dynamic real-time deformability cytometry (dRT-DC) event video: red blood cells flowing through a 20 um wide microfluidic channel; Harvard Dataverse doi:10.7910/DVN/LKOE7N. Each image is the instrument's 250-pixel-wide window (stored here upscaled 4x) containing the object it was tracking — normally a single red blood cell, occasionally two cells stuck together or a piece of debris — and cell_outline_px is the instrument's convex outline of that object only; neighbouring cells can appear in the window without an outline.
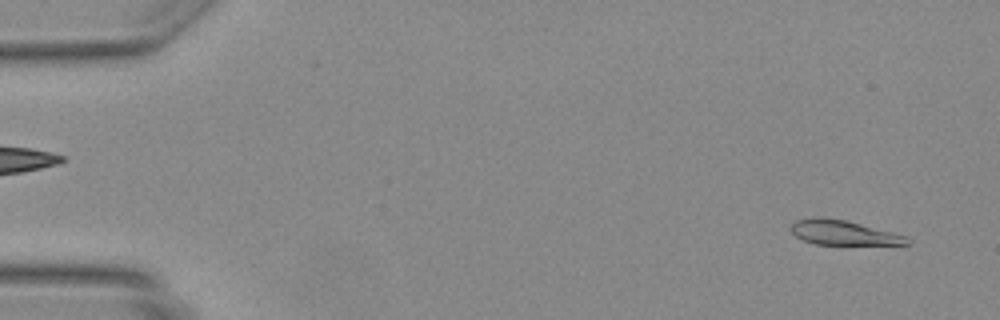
{"species": "Egyptian fruit bat (a non-hibernating species)", "species_latin": "Rousettus aegyptiacus", "temperature_condition": "warm", "stored_images_in_passage": 46, "camera_frame_rate_fps": 3000, "um_per_image_px": 0.085, "animal": {"sex": "female"}, "frame": {"image": 1, "passage_image": 2, "time_ms": 0.333, "image_size_px": [1000, 320], "cell_outline_px": [[912, 240], [908, 244], [816, 244], [804, 240], [796, 236], [792, 232], [792, 224], [796, 220], [816, 216], [820, 216], [844, 220], [908, 236]], "centroid_in_image_um": [71.69, 19.77], "position_along_channel_um": 13.3, "area_um2": 16.42}}
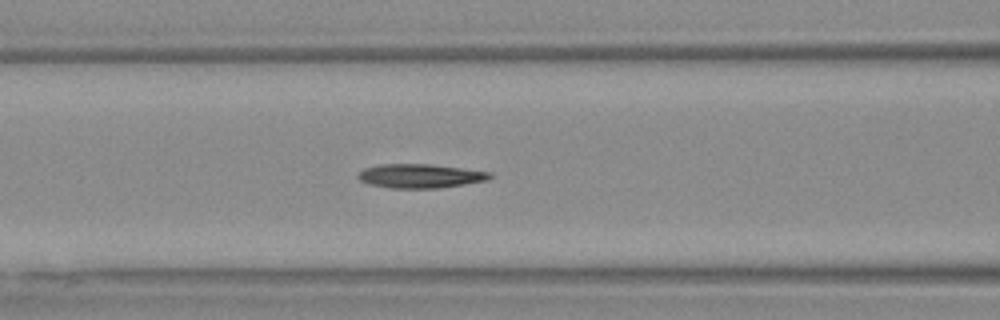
{"frame": {"image": 2, "passage_image": 19, "time_ms": 6.0, "image_size_px": [1000, 320], "cell_outline_px": [[492, 176], [488, 180], [440, 188], [392, 188], [372, 184], [360, 180], [356, 176], [364, 168], [380, 164], [432, 164], [492, 172]], "centroid_in_image_um": [35.75, 14.95], "position_along_channel_um": 130.9, "area_um2": 18.38}}
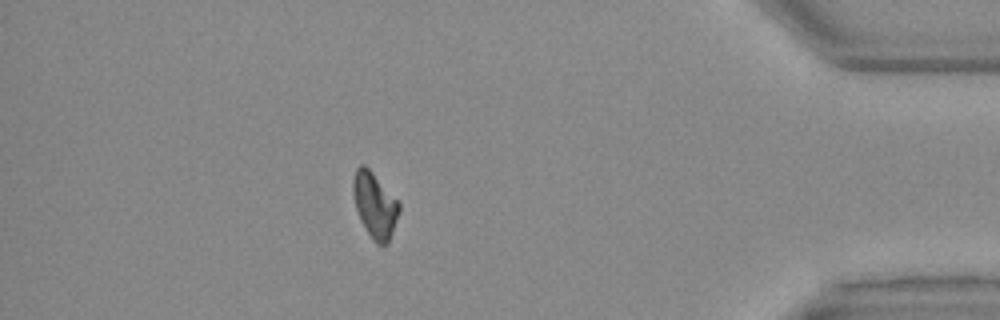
{"frame": {"image": 3, "passage_image": 41, "time_ms": 13.333, "image_size_px": [1000, 320], "cell_outline_px": [[400, 212], [388, 244], [376, 244], [372, 240], [360, 220], [356, 208], [352, 188], [352, 180], [356, 168], [360, 164], [364, 164], [372, 172], [400, 204]], "centroid_in_image_um": [31.85, 17.45], "position_along_channel_um": 403.4, "area_um2": 17.46}}